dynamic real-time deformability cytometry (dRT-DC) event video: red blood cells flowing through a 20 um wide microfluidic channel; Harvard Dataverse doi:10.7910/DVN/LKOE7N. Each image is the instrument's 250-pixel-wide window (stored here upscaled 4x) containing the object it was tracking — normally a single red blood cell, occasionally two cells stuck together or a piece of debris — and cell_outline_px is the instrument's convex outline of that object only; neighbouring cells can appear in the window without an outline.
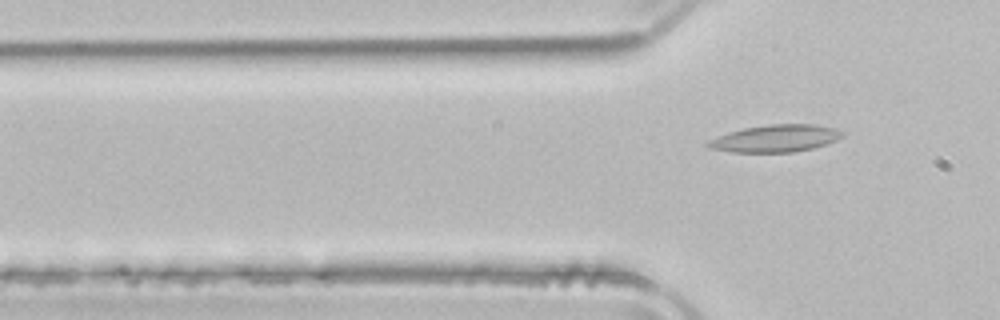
{"species": "common noctule bat (a hibernating species)", "species_latin": "Nyctalus noctula", "temperature_condition": "room temperature", "stored_images_in_passage": 4, "camera_frame_rate_fps": 3000, "um_per_image_px": 0.085, "animal": {"sex": "male", "body_mass_g": 21.5, "forearm_length_mm": 52.0}, "frame": {"image": 1, "passage_image": 4, "time_ms": 1.0, "image_size_px": [1000, 320], "cell_outline_px": [[844, 136], [836, 140], [812, 148], [792, 152], [732, 152], [708, 148], [704, 144], [708, 140], [716, 136], [728, 132], [744, 128], [768, 124], [816, 124], [836, 128], [844, 132]], "centroid_in_image_um": [65.88, 11.76], "position_along_channel_um": 59.9, "area_um2": 21.44}}